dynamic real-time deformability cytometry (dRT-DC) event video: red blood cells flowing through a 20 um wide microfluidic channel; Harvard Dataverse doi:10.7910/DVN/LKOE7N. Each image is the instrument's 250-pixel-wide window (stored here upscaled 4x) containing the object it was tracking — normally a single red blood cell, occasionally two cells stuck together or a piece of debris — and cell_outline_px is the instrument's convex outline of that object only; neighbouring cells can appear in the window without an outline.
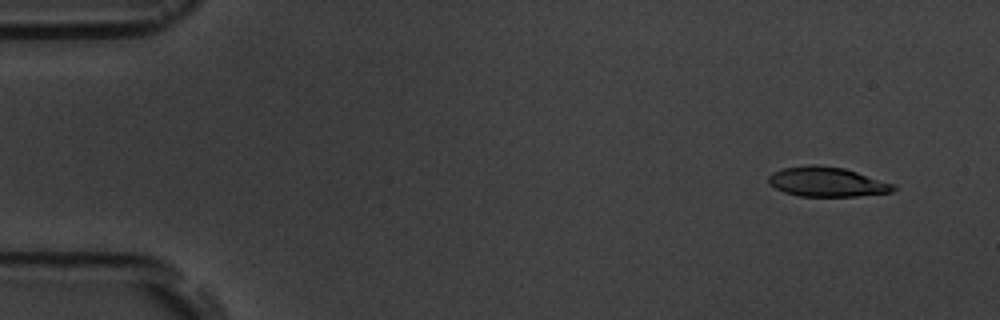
{"species": "common noctule bat (a hibernating species)", "species_latin": "Nyctalus noctula", "temperature_condition": "room temperature", "stored_images_in_passage": 5, "camera_frame_rate_fps": 3000, "um_per_image_px": 0.085, "animal": {"sex": "male", "body_mass_g": 19.5, "forearm_length_mm": 54.6}, "frame": {"image": 1, "passage_image": 1, "time_ms": 0.0, "image_size_px": [1000, 320], "cell_outline_px": [[896, 188], [892, 192], [856, 196], [800, 196], [784, 192], [768, 184], [768, 176], [772, 172], [784, 168], [808, 164], [816, 164], [844, 168], [896, 184]], "centroid_in_image_um": [70.28, 15.45], "position_along_channel_um": 14.7, "area_um2": 21.68}}
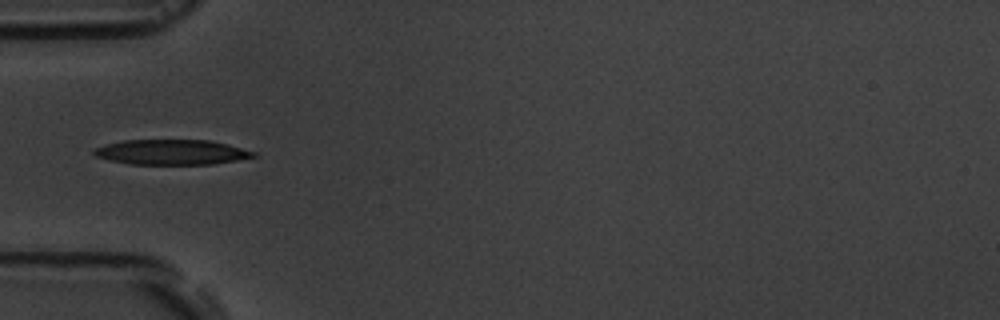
{"frame": {"image": 2, "passage_image": 5, "time_ms": 4.667, "image_size_px": [1000, 320], "cell_outline_px": [[260, 156], [240, 160], [212, 164], [128, 164], [108, 160], [96, 156], [92, 152], [96, 148], [104, 144], [124, 140], [212, 140], [228, 144], [256, 152]], "centroid_in_image_um": [14.63, 12.93], "position_along_channel_um": 70.4, "area_um2": 23.58}}